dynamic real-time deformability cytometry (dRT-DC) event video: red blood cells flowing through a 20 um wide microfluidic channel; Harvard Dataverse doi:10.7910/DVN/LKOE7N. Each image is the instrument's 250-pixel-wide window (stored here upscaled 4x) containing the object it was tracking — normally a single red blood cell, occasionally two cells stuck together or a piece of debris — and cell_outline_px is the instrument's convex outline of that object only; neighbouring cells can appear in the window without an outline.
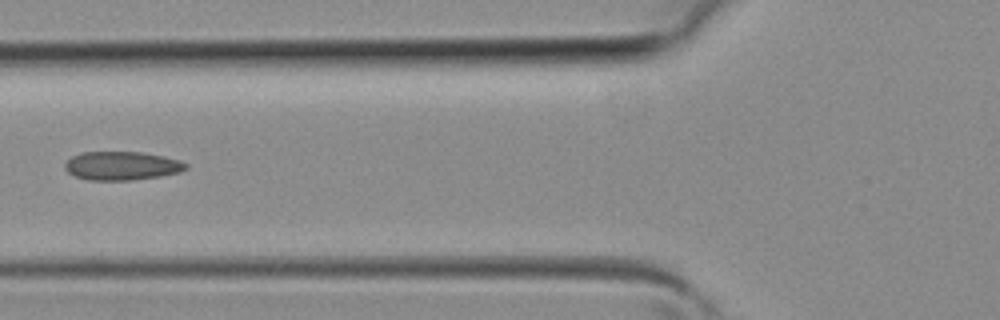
{"species": "common noctule bat (a hibernating species)", "species_latin": "Nyctalus noctula", "temperature_condition": "room temperature", "stored_images_in_passage": 21, "camera_frame_rate_fps": 3000, "um_per_image_px": 0.085, "animal": {"sex": "female", "body_mass_g": 19.3, "forearm_length_mm": 54.1}, "frame": {"image": 1, "passage_image": 7, "time_ms": 2.0, "image_size_px": [1000, 320], "cell_outline_px": [[188, 168], [180, 172], [160, 176], [132, 180], [88, 180], [76, 176], [68, 172], [64, 168], [64, 164], [72, 156], [80, 152], [140, 152], [164, 156], [180, 160], [188, 164]], "centroid_in_image_um": [10.37, 14.09], "position_along_channel_um": 115.4, "area_um2": 20.23}}
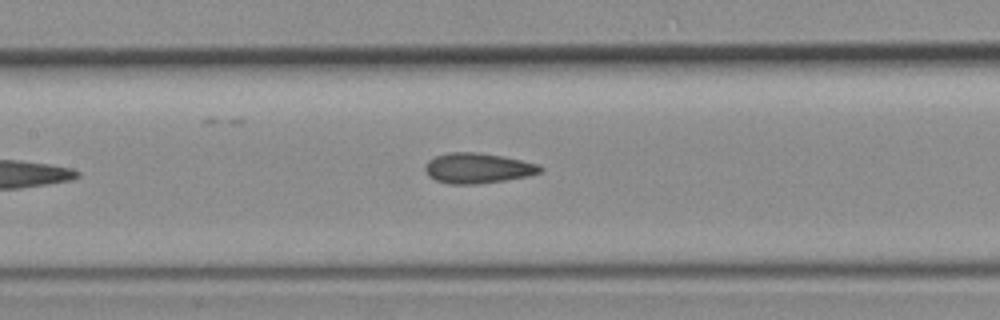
{"frame": {"image": 2, "passage_image": 10, "time_ms": 3.0, "image_size_px": [1000, 320], "cell_outline_px": [[544, 172], [528, 176], [504, 180], [476, 184], [448, 184], [436, 180], [428, 176], [424, 168], [424, 164], [428, 160], [436, 156], [448, 152], [476, 152], [504, 156], [540, 164], [544, 168]], "centroid_in_image_um": [40.63, 14.29], "position_along_channel_um": 166.8, "area_um2": 20.58}}